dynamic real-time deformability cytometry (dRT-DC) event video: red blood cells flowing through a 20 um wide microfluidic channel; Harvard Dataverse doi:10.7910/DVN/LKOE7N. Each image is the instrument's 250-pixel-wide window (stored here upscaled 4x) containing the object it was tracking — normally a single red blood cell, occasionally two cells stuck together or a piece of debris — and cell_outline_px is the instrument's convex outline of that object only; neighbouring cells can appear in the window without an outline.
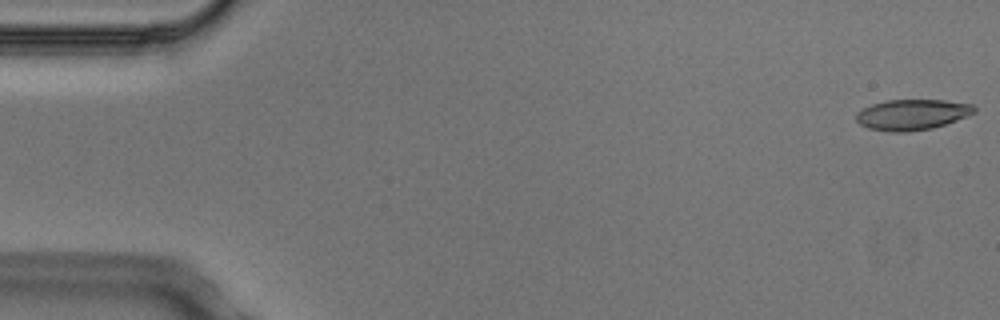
{"species": "Egyptian fruit bat (a non-hibernating species)", "species_latin": "Rousettus aegyptiacus", "temperature_condition": "cold", "stored_images_in_passage": 5, "camera_frame_rate_fps": 3000, "um_per_image_px": 0.085, "animal": {"sex": "male"}, "frame": {"image": 1, "passage_image": 1, "time_ms": 0.0, "image_size_px": [1000, 320], "cell_outline_px": [[976, 112], [968, 116], [932, 128], [908, 132], [892, 132], [868, 128], [860, 124], [856, 120], [856, 112], [872, 104], [888, 100], [944, 100], [972, 104], [976, 108]], "centroid_in_image_um": [77.53, 9.74], "position_along_channel_um": 7.5, "area_um2": 21.04}}